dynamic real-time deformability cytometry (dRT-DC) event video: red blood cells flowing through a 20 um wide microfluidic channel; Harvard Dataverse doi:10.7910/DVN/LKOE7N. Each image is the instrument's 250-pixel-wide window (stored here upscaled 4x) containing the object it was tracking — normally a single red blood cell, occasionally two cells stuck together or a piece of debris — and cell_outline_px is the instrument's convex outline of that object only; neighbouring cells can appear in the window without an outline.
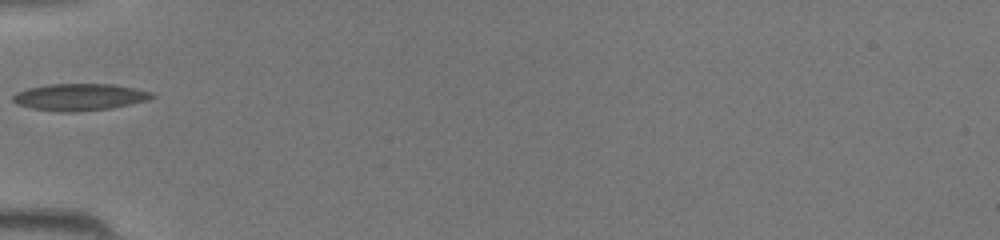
{"species": "common noctule bat (a hibernating species)", "species_latin": "Nyctalus noctula", "temperature_condition": "room temperature", "stored_images_in_passage": 26, "camera_frame_rate_fps": 3000, "um_per_image_px": 0.085, "animal": {"sex": "female", "body_mass_g": 19.5, "forearm_length_mm": 54.1}, "frame": {"image": 1, "passage_image": 1, "time_ms": 0.0, "image_size_px": [1000, 240], "cell_outline_px": [[156, 96], [148, 100], [112, 108], [76, 112], [56, 112], [32, 108], [16, 104], [12, 100], [12, 96], [16, 92], [28, 88], [48, 84], [116, 84], [136, 88], [152, 92]], "centroid_in_image_um": [6.77, 8.25], "position_along_channel_um": 78.2, "area_um2": 22.02}}
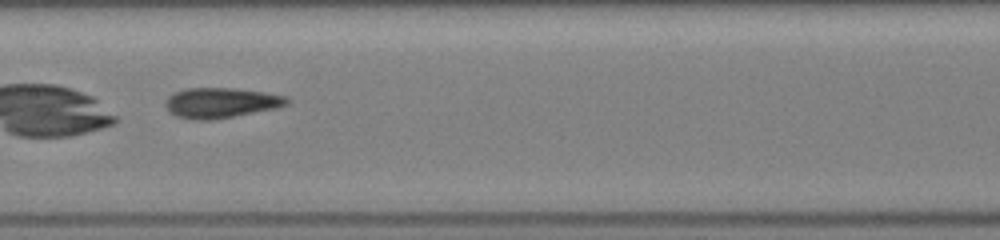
{"frame": {"image": 2, "passage_image": 8, "time_ms": 2.333, "image_size_px": [1000, 240], "cell_outline_px": [[292, 100], [288, 104], [280, 108], [212, 120], [196, 120], [176, 116], [168, 112], [164, 104], [164, 100], [172, 92], [184, 88], [232, 88], [264, 92], [288, 96]], "centroid_in_image_um": [18.78, 8.74], "position_along_channel_um": 188.6, "area_um2": 21.91}}
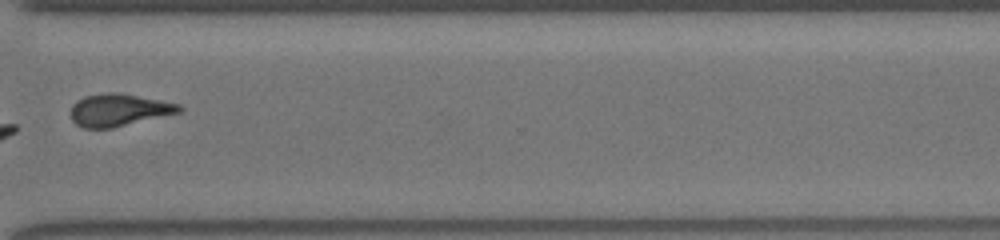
{"frame": {"image": 3, "passage_image": 19, "time_ms": 6.0, "image_size_px": [1000, 240], "cell_outline_px": [[184, 108], [180, 112], [112, 128], [84, 128], [76, 124], [72, 120], [72, 104], [76, 100], [84, 96], [104, 92], [120, 92], [180, 104]], "centroid_in_image_um": [10.09, 9.33], "position_along_channel_um": 360.5, "area_um2": 20.46}}